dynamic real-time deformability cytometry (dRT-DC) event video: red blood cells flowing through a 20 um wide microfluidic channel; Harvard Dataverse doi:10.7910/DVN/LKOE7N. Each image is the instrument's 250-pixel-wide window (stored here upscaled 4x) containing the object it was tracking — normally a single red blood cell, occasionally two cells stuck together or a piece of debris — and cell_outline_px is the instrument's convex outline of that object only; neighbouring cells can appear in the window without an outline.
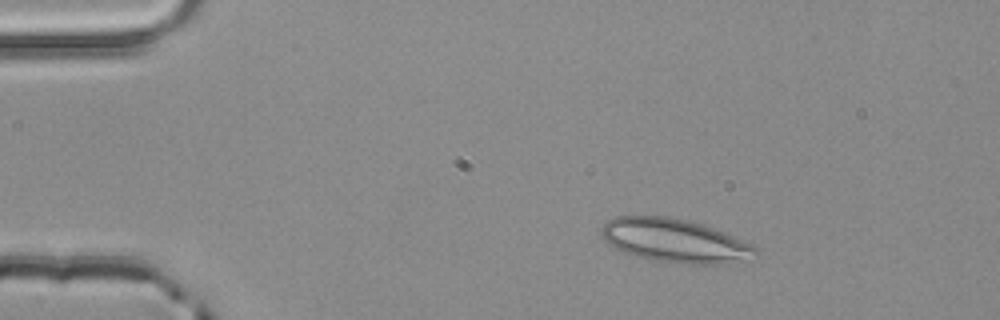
{"species": "common noctule bat (a hibernating species)", "species_latin": "Nyctalus noctula", "temperature_condition": "room temperature", "stored_images_in_passage": 2, "camera_frame_rate_fps": 3000, "um_per_image_px": 0.085, "animal": {"sex": "male", "body_mass_g": 20.4}, "frame": {"image": 1, "passage_image": 1, "time_ms": 0.0, "image_size_px": [1000, 320], "cell_outline_px": [[760, 256], [728, 264], [680, 264], [648, 260], [632, 256], [608, 244], [604, 240], [604, 224], [608, 220], [616, 216], [664, 216], [684, 220], [700, 224], [724, 232], [752, 244], [760, 252]], "centroid_in_image_um": [57.41, 20.49], "position_along_channel_um": 27.6, "area_um2": 39.3}}